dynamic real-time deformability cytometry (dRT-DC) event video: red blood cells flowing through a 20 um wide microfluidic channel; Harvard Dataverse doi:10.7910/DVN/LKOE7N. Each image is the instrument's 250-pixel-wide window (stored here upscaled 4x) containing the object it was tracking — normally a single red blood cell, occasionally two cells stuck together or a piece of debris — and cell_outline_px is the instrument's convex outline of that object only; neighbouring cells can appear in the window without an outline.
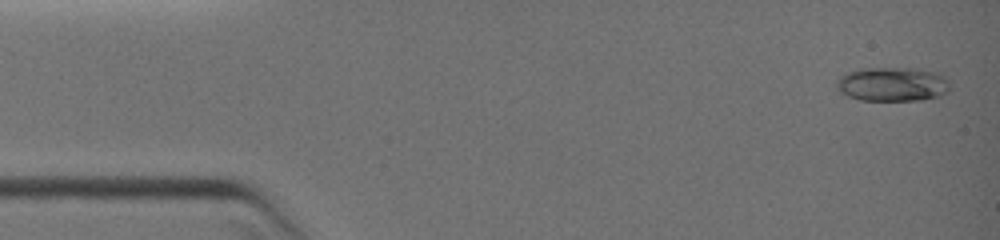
{"species": "common noctule bat (a hibernating species)", "species_latin": "Nyctalus noctula", "temperature_condition": "warm", "stored_images_in_passage": 12, "camera_frame_rate_fps": 3000, "um_per_image_px": 0.085, "animal": {"sex": "female", "body_mass_g": 19.0, "forearm_length_mm": 51.5}, "frame": {"image": 1, "passage_image": 1, "time_ms": 0.0, "image_size_px": [1000, 240], "cell_outline_px": [[948, 92], [940, 96], [920, 100], [860, 100], [848, 96], [840, 92], [836, 88], [836, 80], [840, 76], [848, 72], [860, 68], [912, 68], [936, 72], [944, 76], [948, 80]], "centroid_in_image_um": [75.83, 7.16], "position_along_channel_um": 9.2, "area_um2": 22.66}}
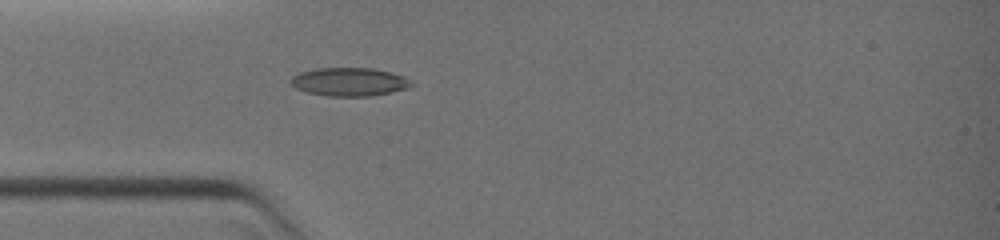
{"frame": {"image": 2, "passage_image": 8, "time_ms": 3.333, "image_size_px": [1000, 240], "cell_outline_px": [[416, 84], [392, 92], [368, 96], [328, 96], [308, 92], [296, 88], [288, 84], [288, 80], [292, 76], [300, 72], [316, 68], [372, 68], [404, 76], [412, 80]], "centroid_in_image_um": [29.66, 6.95], "position_along_channel_um": 55.3, "area_um2": 20.0}}
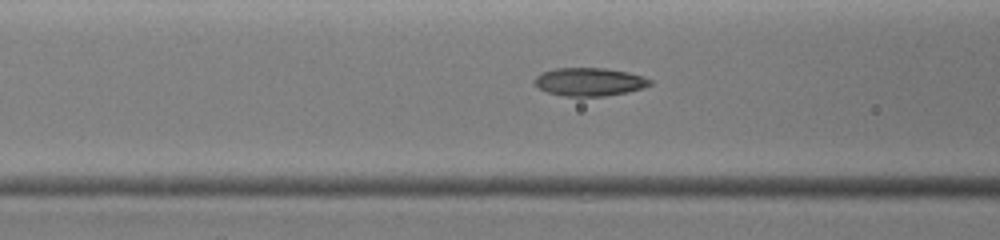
{"frame": {"image": 3, "passage_image": 11, "time_ms": 4.667, "image_size_px": [1000, 240], "cell_outline_px": [[652, 84], [628, 92], [604, 96], [560, 96], [548, 92], [540, 88], [532, 80], [536, 76], [544, 72], [556, 68], [604, 68], [628, 72], [644, 76], [652, 80]], "centroid_in_image_um": [50.11, 6.95], "position_along_channel_um": 116.5, "area_um2": 18.9}}